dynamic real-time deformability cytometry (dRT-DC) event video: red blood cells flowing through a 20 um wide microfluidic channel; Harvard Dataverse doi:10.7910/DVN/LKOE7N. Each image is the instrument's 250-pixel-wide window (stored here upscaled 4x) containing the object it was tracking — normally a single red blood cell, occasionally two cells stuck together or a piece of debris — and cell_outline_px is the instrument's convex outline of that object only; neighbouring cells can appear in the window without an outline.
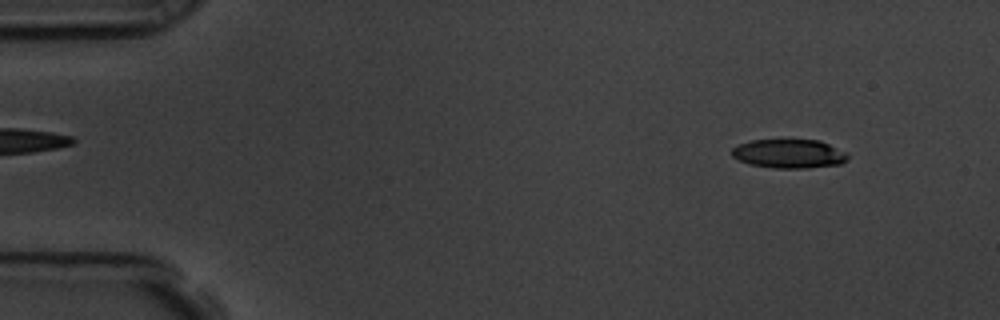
{"species": "common noctule bat (a hibernating species)", "species_latin": "Nyctalus noctula", "temperature_condition": "room temperature", "stored_images_in_passage": 56, "camera_frame_rate_fps": 3000, "um_per_image_px": 0.085, "animal": {"sex": "male", "body_mass_g": 19.5, "forearm_length_mm": 54.6}, "frame": {"image": 1, "passage_image": 5, "time_ms": 1.333, "image_size_px": [1000, 320], "cell_outline_px": [[848, 160], [840, 164], [808, 168], [772, 168], [748, 164], [732, 156], [732, 148], [736, 144], [752, 140], [820, 140], [848, 152]], "centroid_in_image_um": [67.08, 13.06], "position_along_channel_um": 17.9, "area_um2": 19.77}}
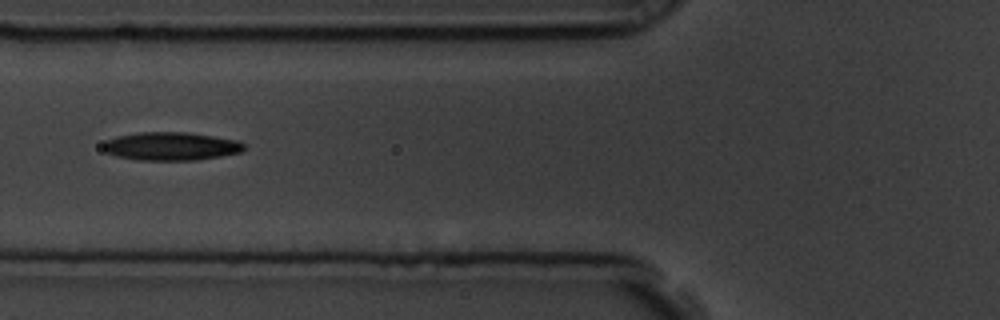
{"frame": {"image": 2, "passage_image": 21, "time_ms": 6.667, "image_size_px": [1000, 320], "cell_outline_px": [[244, 148], [240, 152], [220, 156], [196, 160], [136, 160], [116, 156], [104, 152], [104, 140], [116, 136], [136, 132], [188, 132], [236, 140], [244, 144]], "centroid_in_image_um": [14.47, 12.43], "position_along_channel_um": 111.3, "area_um2": 23.24}}
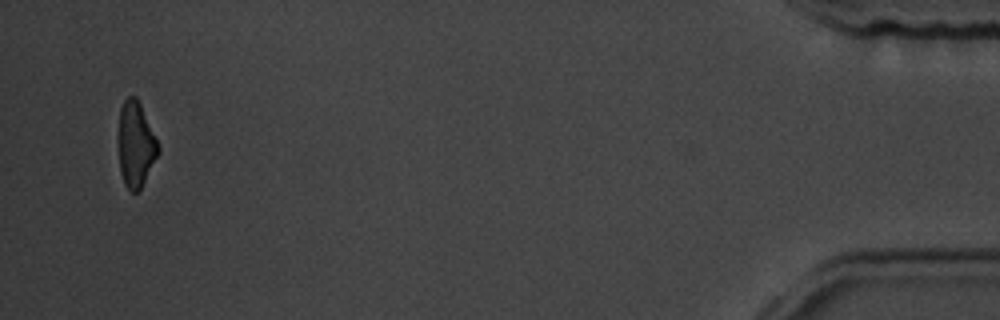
{"frame": {"image": 3, "passage_image": 54, "time_ms": 17.667, "image_size_px": [1000, 320], "cell_outline_px": [[160, 152], [140, 188], [136, 192], [132, 192], [124, 184], [120, 172], [116, 140], [120, 108], [124, 100], [128, 96], [136, 96], [140, 104], [160, 148]], "centroid_in_image_um": [11.48, 12.27], "position_along_channel_um": 423.7, "area_um2": 20.06}, "authors_computed_cell_mechanics": {"area_um2": 21.386, "velocity_mm_per_s": 3.6152, "shape_relaxation_time_tau1_ms": 4.5029, "shape_relaxation_time_tau2_ms": null, "deformation_change_tau1": 0.1308, "deformation_change_tau2": null}}